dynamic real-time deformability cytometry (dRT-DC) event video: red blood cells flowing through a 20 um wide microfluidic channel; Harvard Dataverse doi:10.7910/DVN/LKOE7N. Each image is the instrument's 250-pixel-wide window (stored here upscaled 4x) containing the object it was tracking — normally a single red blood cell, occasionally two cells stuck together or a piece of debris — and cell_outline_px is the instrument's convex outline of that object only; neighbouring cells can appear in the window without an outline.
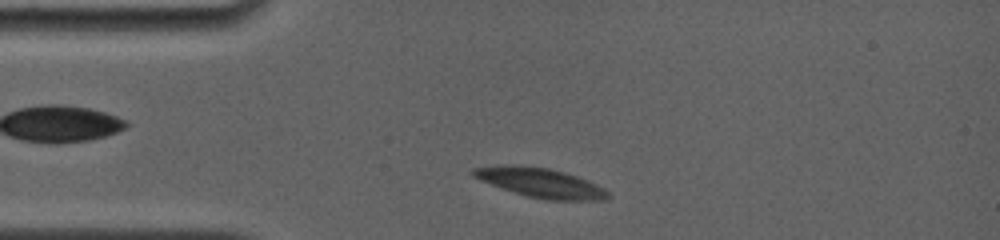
{"species": "common noctule bat (a hibernating species)", "species_latin": "Nyctalus noctula", "temperature_condition": "room temperature", "stored_images_in_passage": 30, "camera_frame_rate_fps": 4000, "um_per_image_px": 0.085, "animal": {"sex": "female", "body_mass_g": 19.0, "forearm_length_mm": 56.7}, "frame": {"image": 1, "passage_image": 2, "time_ms": 0.5, "image_size_px": [1000, 240], "cell_outline_px": [[612, 196], [608, 200], [548, 200], [528, 196], [500, 188], [480, 180], [472, 176], [468, 172], [472, 168], [500, 164], [512, 164], [548, 168], [564, 172], [588, 180], [604, 188]], "centroid_in_image_um": [45.91, 15.52], "position_along_channel_um": 39.1, "area_um2": 23.35}}
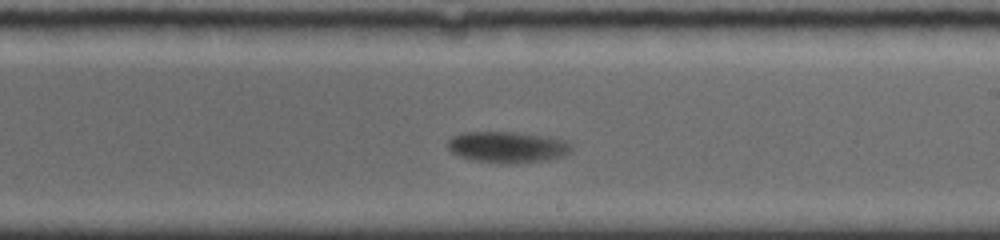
{"frame": {"image": 2, "passage_image": 17, "time_ms": 7.0, "image_size_px": [1000, 240], "cell_outline_px": [[572, 148], [564, 156], [544, 160], [508, 164], [504, 164], [476, 160], [456, 156], [448, 148], [448, 140], [452, 136], [464, 132], [516, 132], [548, 136], [564, 140], [572, 144]], "centroid_in_image_um": [43.12, 12.49], "position_along_channel_um": 245.9, "area_um2": 22.54}}
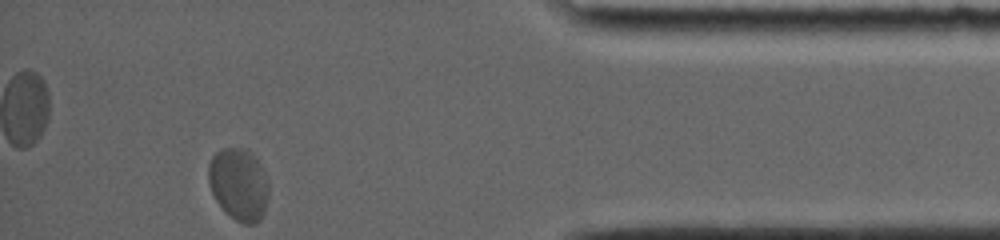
{"frame": {"image": 3, "passage_image": 30, "time_ms": 12.5, "image_size_px": [1000, 240], "cell_outline_px": [[268, 196], [264, 212], [260, 220], [256, 224], [244, 224], [236, 220], [216, 200], [212, 192], [208, 180], [208, 164], [212, 156], [220, 148], [248, 148], [256, 156], [260, 164], [268, 184]], "centroid_in_image_um": [20.3, 15.62], "position_along_channel_um": 414.9, "area_um2": 25.37}, "authors_computed_cell_mechanics": {"area_um2": 23.12, "velocity_mm_per_s": 3.5389, "shape_relaxation_time_tau1_ms": 4.3649, "shape_relaxation_time_tau2_ms": null, "deformation_change_tau1": 0.1437, "deformation_change_tau2": null}}